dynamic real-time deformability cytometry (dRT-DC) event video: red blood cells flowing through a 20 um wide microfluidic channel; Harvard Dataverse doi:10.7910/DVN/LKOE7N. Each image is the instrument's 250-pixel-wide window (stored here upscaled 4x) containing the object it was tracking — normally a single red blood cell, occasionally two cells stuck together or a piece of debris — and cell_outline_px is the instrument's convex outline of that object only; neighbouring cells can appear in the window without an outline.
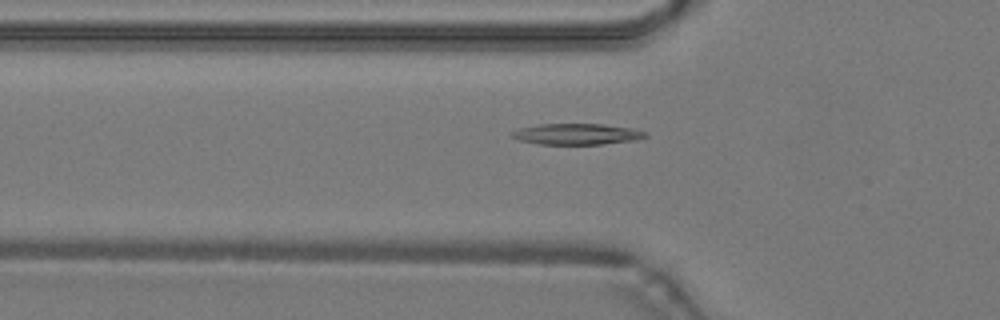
{"species": "common noctule bat (a hibernating species)", "species_latin": "Nyctalus noctula", "temperature_condition": "warm", "stored_images_in_passage": 37, "camera_frame_rate_fps": 3000, "um_per_image_px": 0.085, "animal": {"sex": "male", "body_mass_g": 19.2, "forearm_length_mm": 51.8}, "frame": {"image": 1, "passage_image": 5, "time_ms": 1.333, "image_size_px": [1000, 320], "cell_outline_px": [[648, 136], [636, 140], [604, 144], [540, 144], [520, 140], [512, 136], [512, 132], [520, 128], [540, 124], [604, 124], [632, 128], [648, 132]], "centroid_in_image_um": [49.1, 11.39], "position_along_channel_um": 76.7, "area_um2": 16.3}}
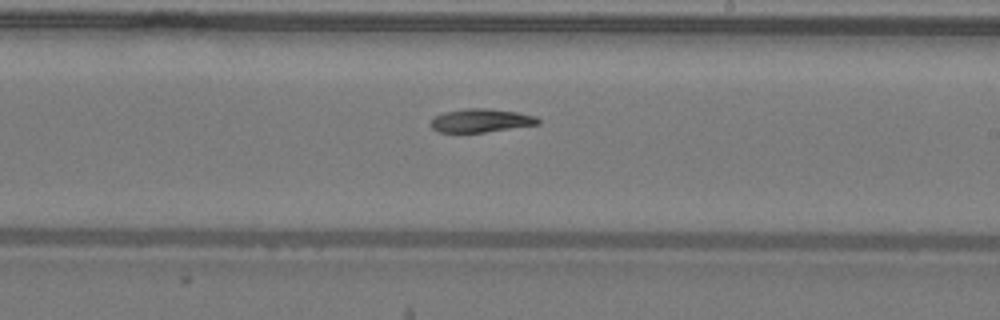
{"frame": {"image": 2, "passage_image": 17, "time_ms": 5.333, "image_size_px": [1000, 320], "cell_outline_px": [[540, 124], [484, 132], [436, 132], [432, 128], [432, 116], [444, 112], [464, 108], [488, 108], [516, 112], [536, 116], [540, 120]], "centroid_in_image_um": [40.86, 10.23], "position_along_channel_um": 248.1, "area_um2": 14.68}}
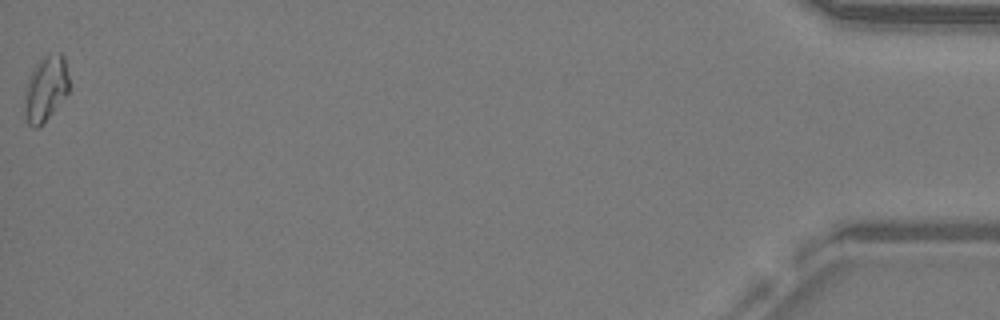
{"frame": {"image": 3, "passage_image": 37, "time_ms": 12.0, "image_size_px": [1000, 320], "cell_outline_px": [[68, 92], [52, 112], [36, 128], [32, 128], [28, 124], [24, 108], [24, 104], [28, 80], [36, 64], [48, 52], [60, 52], [64, 60], [68, 76]], "centroid_in_image_um": [3.88, 7.5], "position_along_channel_um": 431.3, "area_um2": 16.42}, "authors_computed_cell_mechanics": {"area_um2": 15.2592, "velocity_mm_per_s": 4.2618, "shape_relaxation_time_tau1_ms": 6.5897, "shape_relaxation_time_tau2_ms": null, "deformation_change_tau1": 0.1734, "deformation_change_tau2": null}}